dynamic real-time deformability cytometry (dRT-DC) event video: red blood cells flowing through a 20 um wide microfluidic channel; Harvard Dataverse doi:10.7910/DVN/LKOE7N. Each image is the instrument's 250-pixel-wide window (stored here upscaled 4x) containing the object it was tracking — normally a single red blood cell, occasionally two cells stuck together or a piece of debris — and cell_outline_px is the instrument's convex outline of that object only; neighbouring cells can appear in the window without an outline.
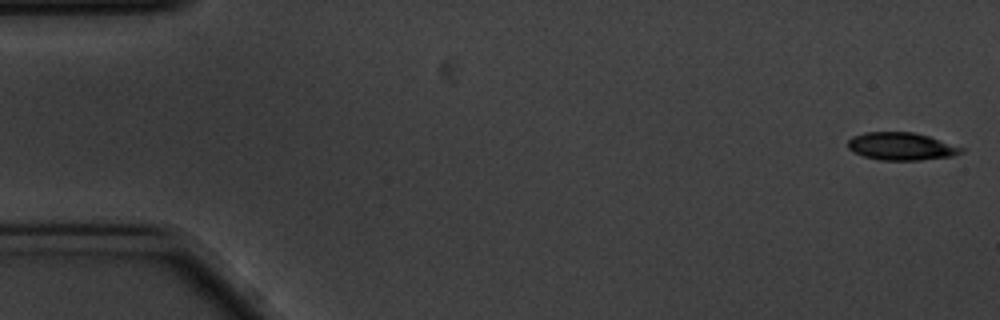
{"species": "common noctule bat (a hibernating species)", "species_latin": "Nyctalus noctula", "temperature_condition": "cold", "stored_images_in_passage": 56, "camera_frame_rate_fps": 3000, "um_per_image_px": 0.085, "animal": {"sex": "male", "body_mass_g": 20.1, "forearm_length_mm": 53.5}, "frame": {"image": 1, "passage_image": 1, "time_ms": 0.0, "image_size_px": [1000, 320], "cell_outline_px": [[964, 152], [952, 156], [920, 160], [880, 160], [864, 156], [852, 152], [848, 148], [848, 140], [852, 136], [864, 132], [912, 132], [928, 136], [964, 148]], "centroid_in_image_um": [76.58, 12.44], "position_along_channel_um": 8.4, "area_um2": 18.26}}
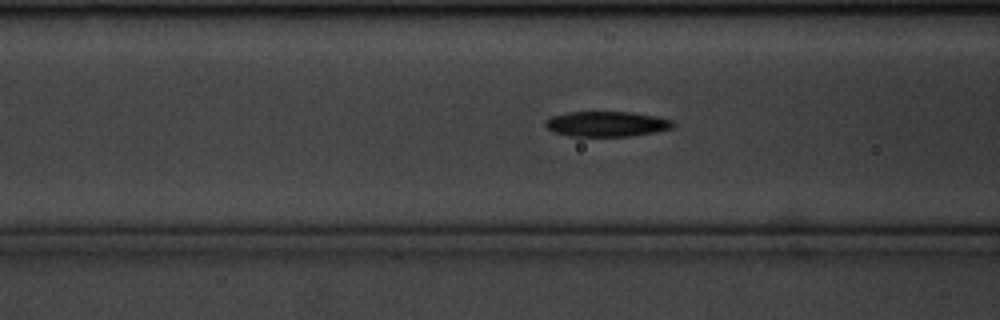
{"frame": {"image": 2, "passage_image": 21, "time_ms": 6.667, "image_size_px": [1000, 320], "cell_outline_px": [[676, 124], [672, 128], [632, 136], [568, 136], [556, 132], [548, 128], [544, 124], [544, 120], [552, 116], [568, 112], [632, 112], [672, 120]], "centroid_in_image_um": [51.54, 10.53], "position_along_channel_um": 115.1, "area_um2": 18.61}}
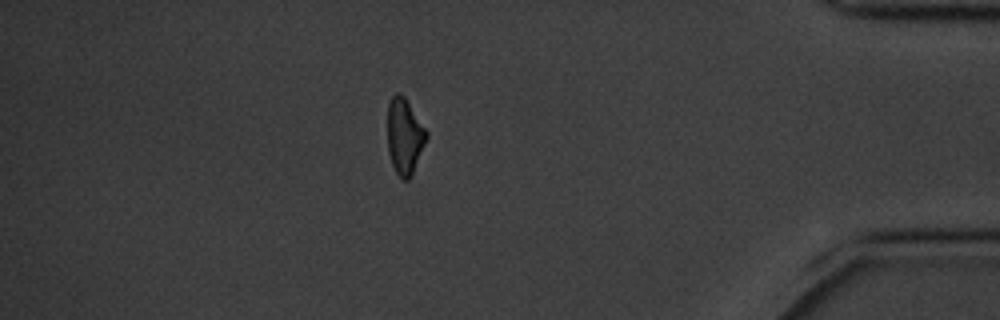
{"frame": {"image": 3, "passage_image": 49, "time_ms": 16.0, "image_size_px": [1000, 320], "cell_outline_px": [[428, 136], [412, 176], [408, 180], [400, 180], [392, 164], [388, 152], [388, 104], [392, 96], [396, 92], [400, 92], [404, 96], [428, 132]], "centroid_in_image_um": [34.39, 11.6], "position_along_channel_um": 400.8, "area_um2": 17.34}, "authors_computed_cell_mechanics": {"area_um2": 18.4382, "velocity_mm_per_s": 3.4988, "shape_relaxation_time_tau1_ms": 3.2262, "shape_relaxation_time_tau2_ms": 7.2595, "deformation_change_tau1": 0.1219, "deformation_change_tau2": 0.1621}}